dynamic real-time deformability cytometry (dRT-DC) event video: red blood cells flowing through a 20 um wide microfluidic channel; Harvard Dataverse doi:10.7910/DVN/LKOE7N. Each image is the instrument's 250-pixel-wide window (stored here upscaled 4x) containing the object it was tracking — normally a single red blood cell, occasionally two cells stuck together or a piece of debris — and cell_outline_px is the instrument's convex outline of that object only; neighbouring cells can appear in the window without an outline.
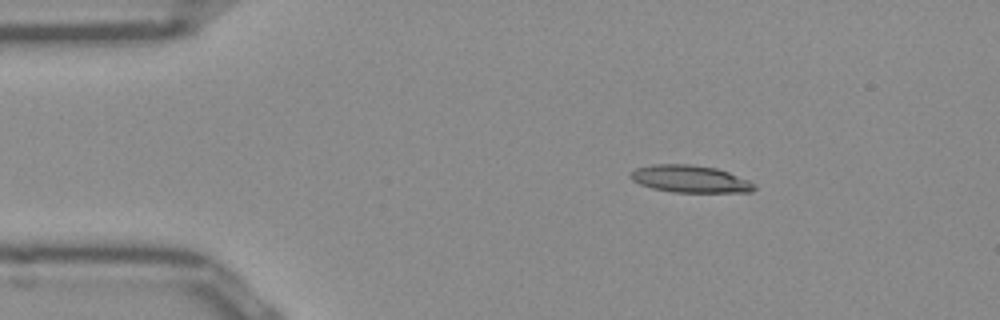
{"species": "Egyptian fruit bat (a non-hibernating species)", "species_latin": "Rousettus aegyptiacus", "temperature_condition": "room temperature", "stored_images_in_passage": 45, "camera_frame_rate_fps": 3000, "um_per_image_px": 0.085, "frame": {"image": 1, "passage_image": 2, "time_ms": 0.333, "image_size_px": [1000, 320], "cell_outline_px": [[756, 188], [752, 192], [672, 192], [652, 188], [640, 184], [632, 180], [628, 176], [636, 168], [652, 164], [688, 164], [716, 168], [728, 172], [748, 180], [756, 184]], "centroid_in_image_um": [58.65, 15.21], "position_along_channel_um": 26.3, "area_um2": 19.65}}
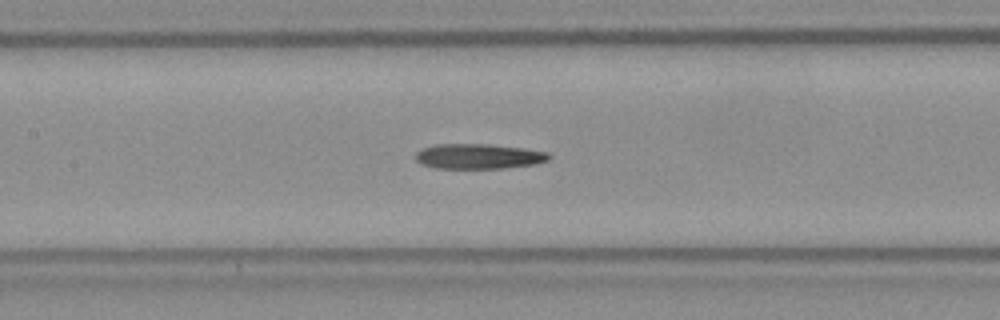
{"frame": {"image": 2, "passage_image": 17, "time_ms": 5.333, "image_size_px": [1000, 320], "cell_outline_px": [[552, 156], [548, 160], [532, 164], [504, 168], [436, 168], [424, 164], [416, 160], [416, 152], [424, 148], [436, 144], [488, 144], [524, 148], [548, 152]], "centroid_in_image_um": [40.7, 13.28], "position_along_channel_um": 166.7, "area_um2": 19.31}}
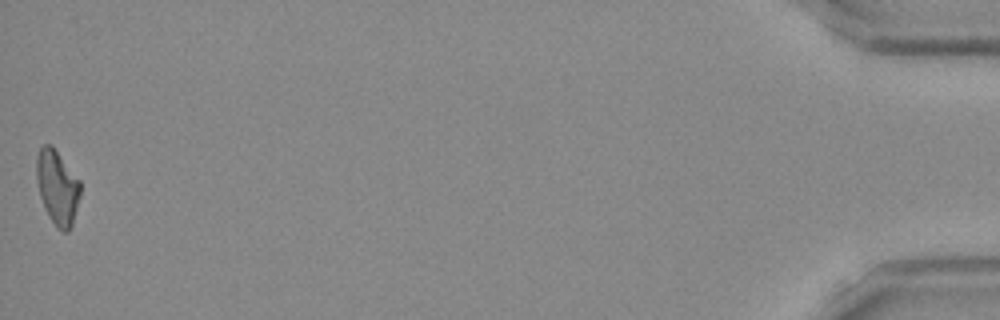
{"frame": {"image": 3, "passage_image": 45, "time_ms": 14.667, "image_size_px": [1000, 320], "cell_outline_px": [[80, 196], [72, 224], [68, 232], [64, 232], [52, 220], [44, 208], [40, 196], [36, 180], [36, 156], [40, 148], [44, 144], [52, 144], [80, 180]], "centroid_in_image_um": [4.87, 15.86], "position_along_channel_um": 430.3, "area_um2": 18.96}}